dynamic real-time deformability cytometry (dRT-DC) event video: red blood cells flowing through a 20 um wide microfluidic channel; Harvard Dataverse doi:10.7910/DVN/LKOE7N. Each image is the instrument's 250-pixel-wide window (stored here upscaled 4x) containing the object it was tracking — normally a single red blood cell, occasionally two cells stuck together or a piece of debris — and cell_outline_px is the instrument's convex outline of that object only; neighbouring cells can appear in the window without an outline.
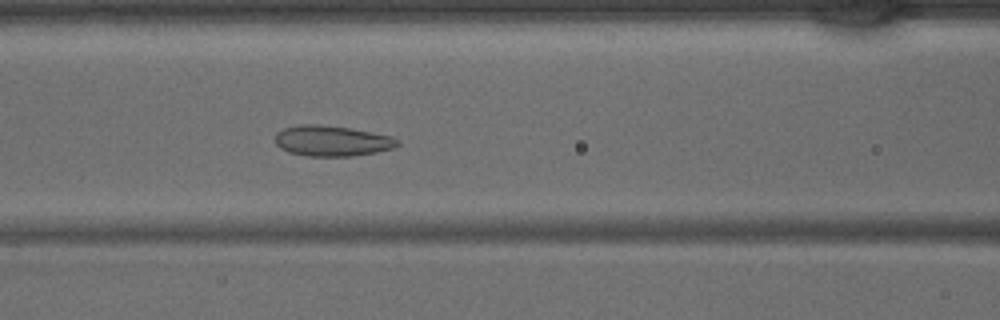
{"species": "common noctule bat (a hibernating species)", "species_latin": "Nyctalus noctula", "temperature_condition": "warm", "stored_images_in_passage": 44, "segment_of_instrument_passage": [1, 2], "camera_frame_rate_fps": 3000, "um_per_image_px": 0.085, "animal": {"sex": "male", "body_mass_g": 15.6}, "frame": {"image": 1, "passage_image": 18, "time_ms": 5.667, "image_size_px": [1000, 320], "cell_outline_px": [[400, 144], [392, 148], [376, 152], [352, 156], [308, 156], [288, 152], [280, 148], [276, 144], [276, 132], [284, 128], [300, 124], [316, 124], [352, 128], [392, 136], [400, 140]], "centroid_in_image_um": [28.22, 11.97], "position_along_channel_um": 138.4, "area_um2": 21.91}}
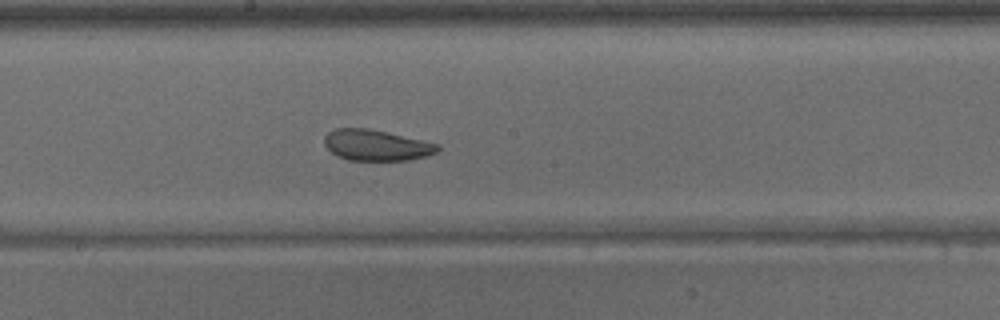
{"frame": {"image": 2, "passage_image": 23, "time_ms": 7.333, "image_size_px": [1000, 320], "cell_outline_px": [[440, 148], [436, 152], [424, 156], [408, 160], [348, 160], [332, 152], [324, 144], [324, 136], [328, 132], [336, 128], [368, 128], [440, 144]], "centroid_in_image_um": [31.98, 12.33], "position_along_channel_um": 216.2, "area_um2": 20.17}}
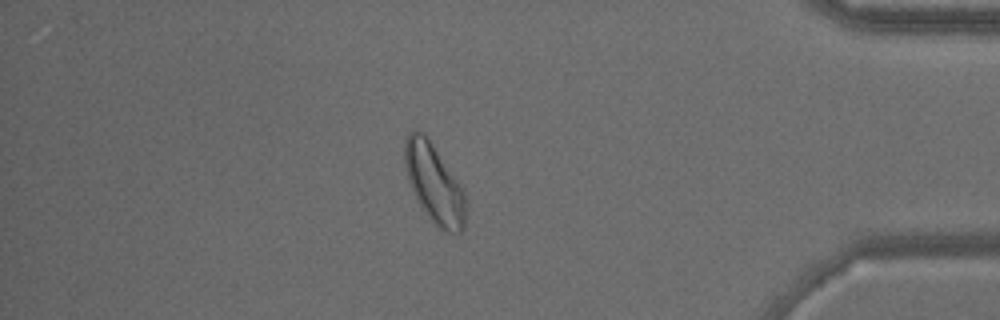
{"frame": {"image": 3, "passage_image": 37, "time_ms": 12.0, "image_size_px": [1000, 320], "cell_outline_px": [[468, 200], [464, 228], [460, 232], [448, 232], [440, 228], [428, 216], [420, 204], [408, 180], [404, 164], [404, 144], [408, 132], [416, 128], [424, 132], [428, 136], [464, 188]], "centroid_in_image_um": [36.94, 15.54], "position_along_channel_um": 398.3, "area_um2": 28.61}}